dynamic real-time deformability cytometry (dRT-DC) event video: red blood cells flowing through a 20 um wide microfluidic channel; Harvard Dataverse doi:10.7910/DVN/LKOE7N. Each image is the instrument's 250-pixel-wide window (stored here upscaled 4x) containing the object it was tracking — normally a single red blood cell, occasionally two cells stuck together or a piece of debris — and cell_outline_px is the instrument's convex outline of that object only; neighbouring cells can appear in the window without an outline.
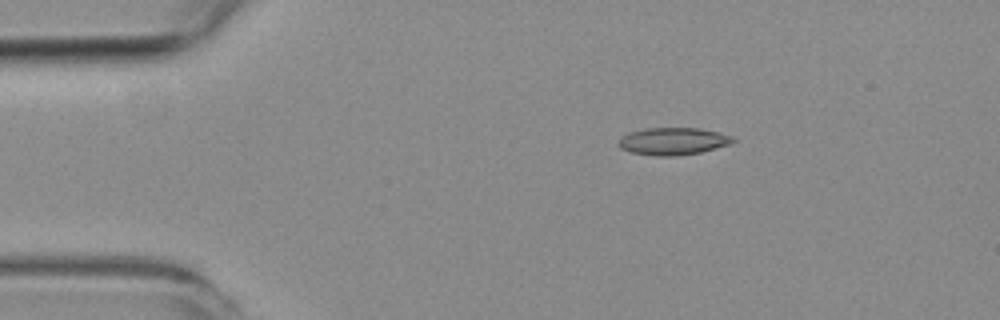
{"species": "common noctule bat (a hibernating species)", "species_latin": "Nyctalus noctula", "temperature_condition": "room temperature", "stored_images_in_passage": 5, "camera_frame_rate_fps": 3000, "um_per_image_px": 0.085, "animal": {"sex": "female", "body_mass_g": 19.3, "forearm_length_mm": 54.1}, "frame": {"image": 1, "passage_image": 2, "time_ms": 2.0, "image_size_px": [1000, 320], "cell_outline_px": [[736, 140], [732, 144], [700, 152], [676, 156], [656, 156], [632, 152], [620, 148], [620, 136], [628, 132], [644, 128], [700, 128], [732, 136]], "centroid_in_image_um": [57.21, 12.0], "position_along_channel_um": 27.8, "area_um2": 18.21}}
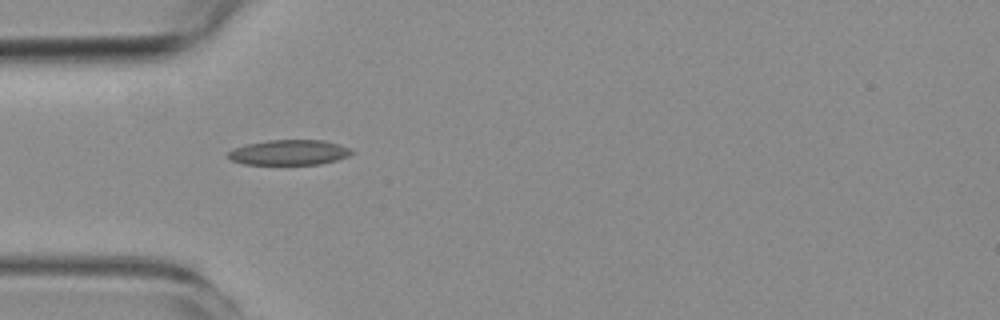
{"frame": {"image": 2, "passage_image": 4, "time_ms": 4.333, "image_size_px": [1000, 320], "cell_outline_px": [[356, 152], [348, 156], [336, 160], [320, 164], [244, 164], [232, 160], [228, 156], [228, 152], [236, 148], [248, 144], [268, 140], [324, 140], [340, 144], [352, 148]], "centroid_in_image_um": [24.66, 12.95], "position_along_channel_um": 60.3, "area_um2": 18.09}}
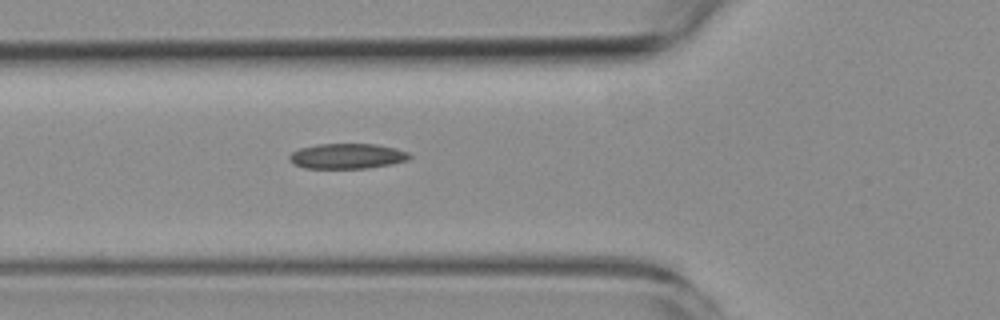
{"frame": {"image": 3, "passage_image": 5, "time_ms": 5.333, "image_size_px": [1000, 320], "cell_outline_px": [[412, 156], [408, 160], [392, 164], [368, 168], [304, 168], [292, 164], [288, 160], [288, 156], [292, 152], [300, 148], [316, 144], [376, 144], [396, 148], [408, 152]], "centroid_in_image_um": [29.49, 13.27], "position_along_channel_um": 96.3, "area_um2": 17.86}}